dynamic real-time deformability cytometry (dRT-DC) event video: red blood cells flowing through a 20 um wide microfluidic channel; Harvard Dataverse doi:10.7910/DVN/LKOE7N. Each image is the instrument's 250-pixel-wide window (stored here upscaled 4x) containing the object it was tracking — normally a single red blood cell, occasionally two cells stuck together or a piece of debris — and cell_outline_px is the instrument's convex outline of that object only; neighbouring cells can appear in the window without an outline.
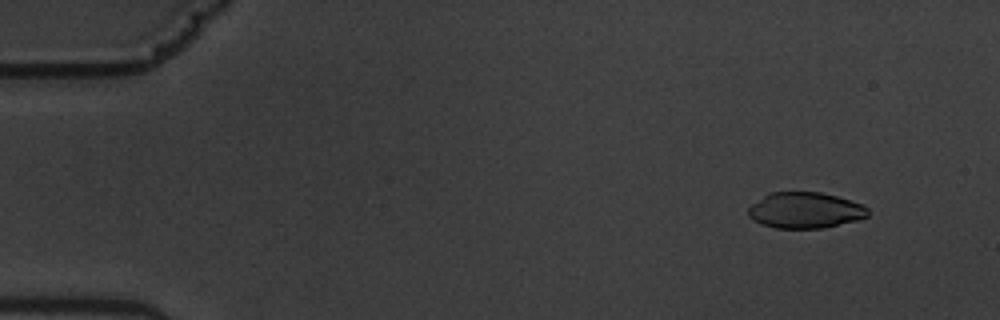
{"species": "common noctule bat (a hibernating species)", "species_latin": "Nyctalus noctula", "temperature_condition": "warm", "stored_images_in_passage": 58, "camera_frame_rate_fps": 3000, "um_per_image_px": 0.085, "animal": {"sex": "male", "body_mass_g": 19.5, "forearm_length_mm": 54.6}, "frame": {"image": 1, "passage_image": 6, "time_ms": 1.667, "image_size_px": [1000, 320], "cell_outline_px": [[868, 216], [856, 220], [824, 228], [776, 228], [760, 224], [752, 220], [748, 216], [748, 208], [752, 204], [768, 192], [820, 192], [836, 196], [860, 204], [868, 208]], "centroid_in_image_um": [68.38, 17.88], "position_along_channel_um": 16.6, "area_um2": 25.03}}
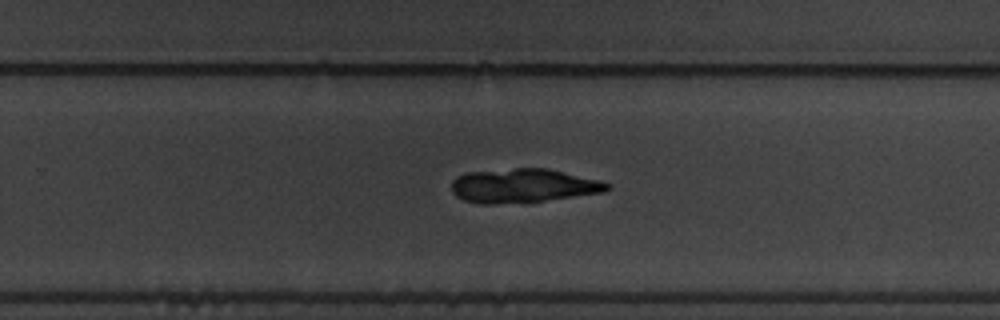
{"frame": {"image": 2, "passage_image": 38, "time_ms": 12.333, "image_size_px": [1000, 320], "cell_outline_px": [[612, 188], [604, 192], [544, 200], [496, 204], [476, 204], [464, 200], [456, 196], [452, 192], [452, 180], [456, 176], [464, 172], [516, 168], [548, 168], [600, 180], [608, 184]], "centroid_in_image_um": [44.42, 15.77], "position_along_channel_um": 285.4, "area_um2": 30.87}}
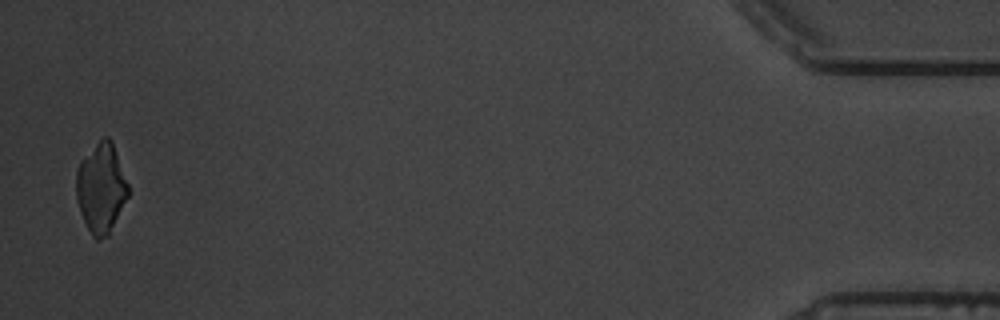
{"frame": {"image": 3, "passage_image": 57, "time_ms": 18.667, "image_size_px": [1000, 320], "cell_outline_px": [[128, 196], [108, 236], [100, 240], [96, 240], [92, 236], [80, 212], [76, 200], [76, 172], [80, 160], [104, 136], [108, 136], [112, 140], [128, 184]], "centroid_in_image_um": [8.58, 15.99], "position_along_channel_um": 426.6, "area_um2": 27.05}}